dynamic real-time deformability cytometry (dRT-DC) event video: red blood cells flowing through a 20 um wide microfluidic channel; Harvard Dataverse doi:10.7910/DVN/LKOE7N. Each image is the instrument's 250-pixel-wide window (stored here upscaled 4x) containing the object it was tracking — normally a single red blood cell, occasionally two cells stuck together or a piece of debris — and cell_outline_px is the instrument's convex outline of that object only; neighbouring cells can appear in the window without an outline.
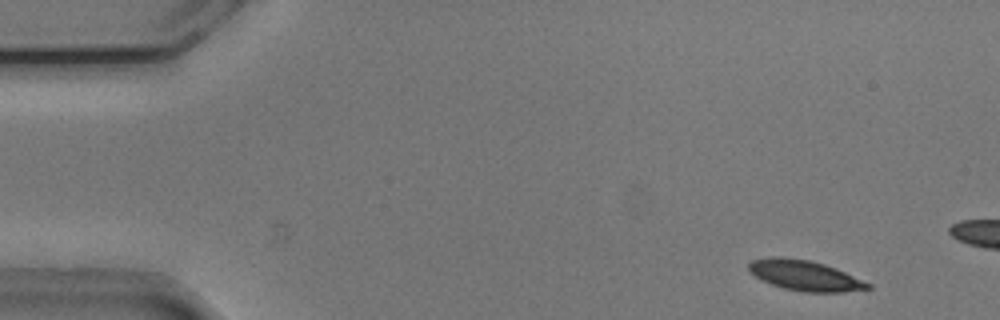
{"species": "common noctule bat (a hibernating species)", "species_latin": "Nyctalus noctula", "temperature_condition": "cold", "stored_images_in_passage": 13, "camera_frame_rate_fps": 3000, "um_per_image_px": 0.085, "animal": {"sex": "male", "body_mass_g": 20.5, "forearm_length_mm": 52.5}, "frame": {"image": 1, "passage_image": 3, "time_ms": 0.667, "image_size_px": [1000, 320], "cell_outline_px": [[872, 288], [844, 292], [804, 292], [784, 288], [772, 284], [756, 276], [748, 268], [748, 264], [752, 260], [776, 256], [780, 256], [808, 260], [824, 264], [836, 268], [872, 284]], "centroid_in_image_um": [68.45, 23.42], "position_along_channel_um": 16.5, "area_um2": 20.81}}